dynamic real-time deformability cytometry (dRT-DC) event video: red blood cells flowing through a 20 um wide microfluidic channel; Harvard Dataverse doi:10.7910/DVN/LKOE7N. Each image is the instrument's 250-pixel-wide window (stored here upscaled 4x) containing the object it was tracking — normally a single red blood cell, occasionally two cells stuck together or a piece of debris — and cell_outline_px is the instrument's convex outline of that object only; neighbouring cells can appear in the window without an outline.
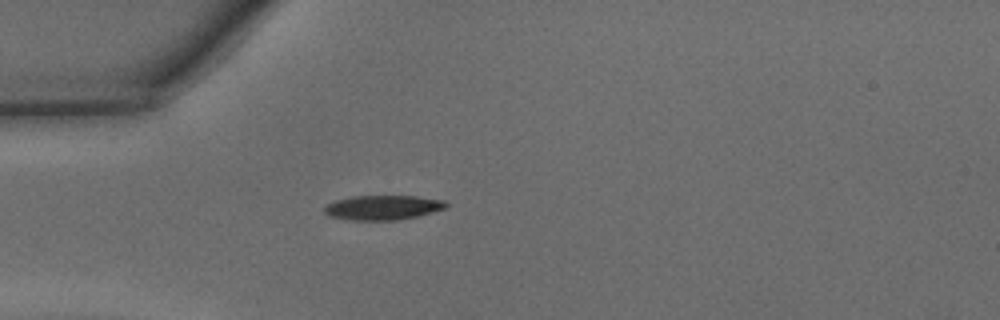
{"species": "common noctule bat (a hibernating species)", "species_latin": "Nyctalus noctula", "temperature_condition": "warm", "stored_images_in_passage": 5, "camera_frame_rate_fps": 3000, "um_per_image_px": 0.085, "animal": {"sex": "male", "body_mass_g": 15.6}, "frame": {"image": 1, "passage_image": 1, "time_ms": 0.0, "image_size_px": [1000, 320], "cell_outline_px": [[448, 208], [416, 216], [396, 220], [348, 220], [328, 216], [324, 212], [324, 208], [328, 204], [336, 200], [352, 196], [416, 196], [444, 200], [448, 204]], "centroid_in_image_um": [32.54, 17.64], "position_along_channel_um": 52.5, "area_um2": 17.46}}